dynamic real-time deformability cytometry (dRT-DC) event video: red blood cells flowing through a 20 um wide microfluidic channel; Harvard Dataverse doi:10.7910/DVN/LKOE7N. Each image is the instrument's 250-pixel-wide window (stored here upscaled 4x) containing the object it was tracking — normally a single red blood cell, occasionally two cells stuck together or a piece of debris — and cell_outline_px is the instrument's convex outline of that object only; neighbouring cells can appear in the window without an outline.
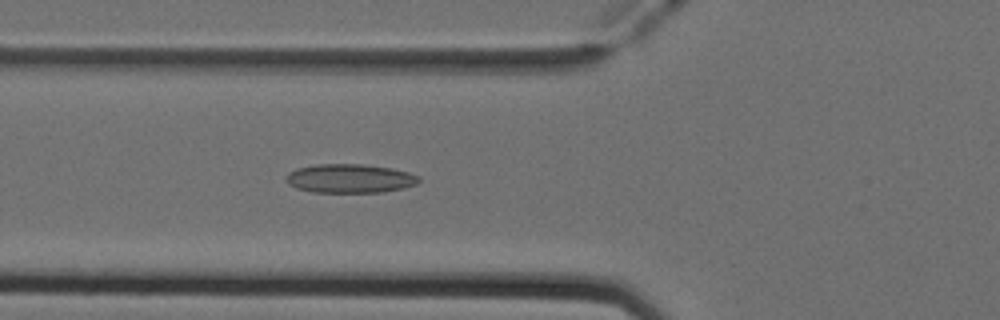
{"species": "Egyptian fruit bat (a non-hibernating species)", "species_latin": "Rousettus aegyptiacus", "temperature_condition": "cold", "stored_images_in_passage": 40, "camera_frame_rate_fps": 3000, "um_per_image_px": 0.085, "animal": {"sex": "female"}, "frame": {"image": 1, "passage_image": 8, "time_ms": 2.333, "image_size_px": [1000, 320], "cell_outline_px": [[420, 180], [416, 184], [404, 188], [384, 192], [312, 192], [296, 188], [288, 184], [284, 180], [284, 176], [288, 172], [296, 168], [316, 164], [364, 164], [392, 168], [408, 172], [420, 176]], "centroid_in_image_um": [29.71, 15.16], "position_along_channel_um": 96.1, "area_um2": 22.66}}
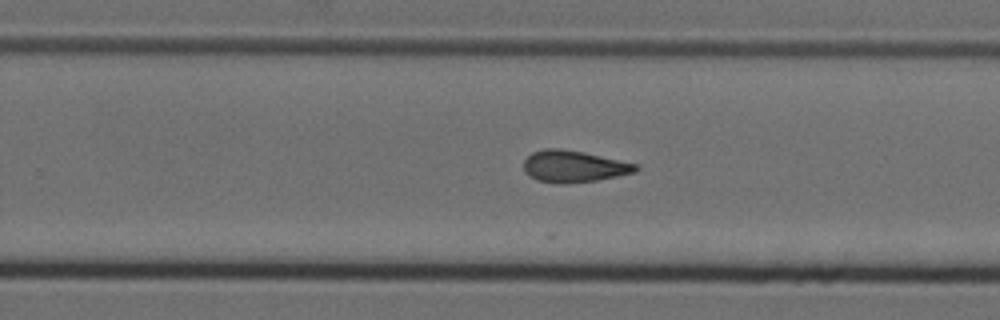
{"frame": {"image": 2, "passage_image": 22, "time_ms": 7.0, "image_size_px": [1000, 320], "cell_outline_px": [[640, 168], [636, 172], [596, 180], [564, 184], [556, 184], [536, 180], [528, 176], [524, 172], [524, 160], [532, 152], [544, 148], [560, 148], [584, 152], [636, 164]], "centroid_in_image_um": [48.72, 14.15], "position_along_channel_um": 281.1, "area_um2": 20.81}}
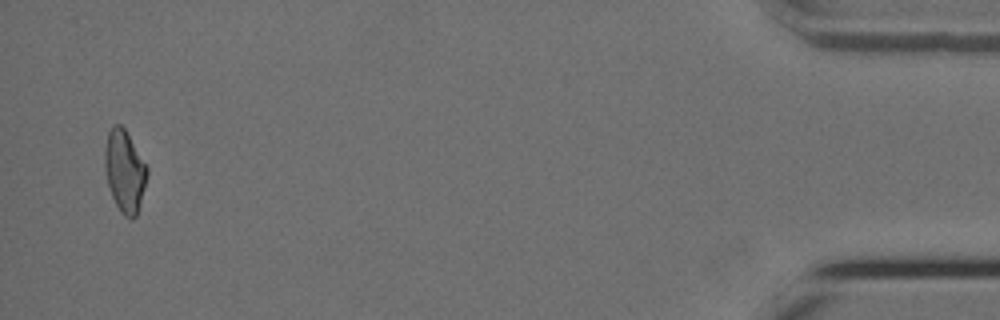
{"frame": {"image": 3, "passage_image": 39, "time_ms": 12.667, "image_size_px": [1000, 320], "cell_outline_px": [[148, 172], [140, 204], [136, 216], [132, 220], [128, 220], [120, 212], [112, 196], [108, 184], [104, 168], [104, 148], [108, 132], [112, 124], [120, 124], [124, 128], [148, 168]], "centroid_in_image_um": [10.57, 14.56], "position_along_channel_um": 424.6, "area_um2": 20.23}, "authors_computed_cell_mechanics": {"area_um2": 20.6057, "velocity_mm_per_s": 3.9808, "shape_relaxation_time_tau1_ms": null, "shape_relaxation_time_tau2_ms": 5.3816, "deformation_change_tau1": null, "deformation_change_tau2": 0.1283}}